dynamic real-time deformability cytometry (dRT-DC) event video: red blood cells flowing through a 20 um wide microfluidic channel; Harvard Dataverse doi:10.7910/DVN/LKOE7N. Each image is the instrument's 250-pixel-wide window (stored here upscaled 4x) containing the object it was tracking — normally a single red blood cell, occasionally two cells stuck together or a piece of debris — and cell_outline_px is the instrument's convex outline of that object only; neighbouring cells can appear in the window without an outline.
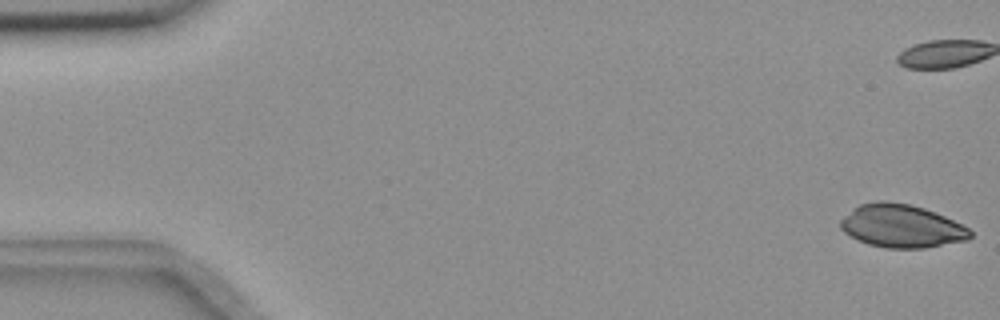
{"species": "common noctule bat (a hibernating species)", "species_latin": "Nyctalus noctula", "temperature_condition": "room temperature", "stored_images_in_passage": 44, "camera_frame_rate_fps": 3000, "um_per_image_px": 0.085, "animal": {"sex": "female", "body_mass_g": 18.4}, "frame": {"image": 1, "passage_image": 1, "time_ms": 0.0, "image_size_px": [1000, 320], "cell_outline_px": [[972, 236], [968, 240], [924, 248], [888, 248], [868, 244], [844, 232], [840, 228], [840, 220], [852, 208], [860, 204], [876, 200], [884, 200], [908, 204], [924, 208], [944, 216], [968, 228], [972, 232]], "centroid_in_image_um": [76.61, 19.21], "position_along_channel_um": 8.4, "area_um2": 32.43}}